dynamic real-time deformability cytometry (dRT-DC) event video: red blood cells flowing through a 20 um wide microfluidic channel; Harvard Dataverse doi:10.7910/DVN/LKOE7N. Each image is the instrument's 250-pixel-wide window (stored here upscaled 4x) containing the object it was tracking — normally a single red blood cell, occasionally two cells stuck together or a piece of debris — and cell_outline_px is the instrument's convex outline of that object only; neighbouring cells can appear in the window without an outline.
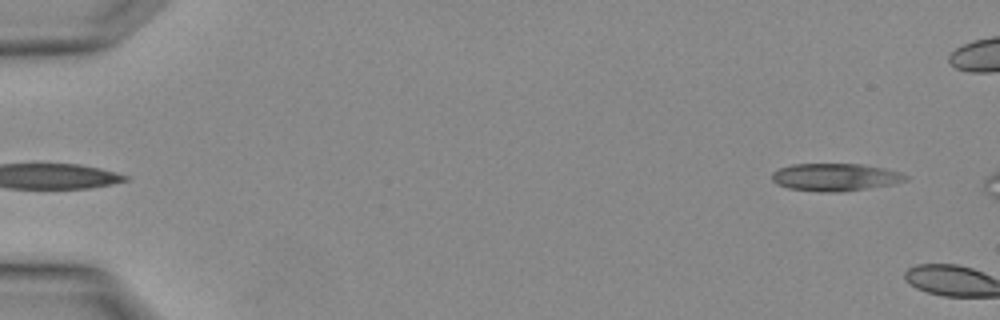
{"species": "Egyptian fruit bat (a non-hibernating species)", "species_latin": "Rousettus aegyptiacus", "temperature_condition": "warm", "stored_images_in_passage": 4, "segment_of_instrument_passage": [2, 2], "camera_frame_rate_fps": 3000, "um_per_image_px": 0.085, "animal": {"sex": "female"}, "frame": {"image": 1, "passage_image": 4, "time_ms": 1.0, "image_size_px": [1000, 320], "cell_outline_px": [[908, 180], [896, 184], [840, 192], [816, 192], [788, 188], [776, 184], [772, 180], [772, 172], [780, 168], [792, 164], [860, 164], [884, 168], [904, 172], [908, 176]], "centroid_in_image_um": [71.03, 15.06], "position_along_channel_um": 14.0, "area_um2": 21.79}}